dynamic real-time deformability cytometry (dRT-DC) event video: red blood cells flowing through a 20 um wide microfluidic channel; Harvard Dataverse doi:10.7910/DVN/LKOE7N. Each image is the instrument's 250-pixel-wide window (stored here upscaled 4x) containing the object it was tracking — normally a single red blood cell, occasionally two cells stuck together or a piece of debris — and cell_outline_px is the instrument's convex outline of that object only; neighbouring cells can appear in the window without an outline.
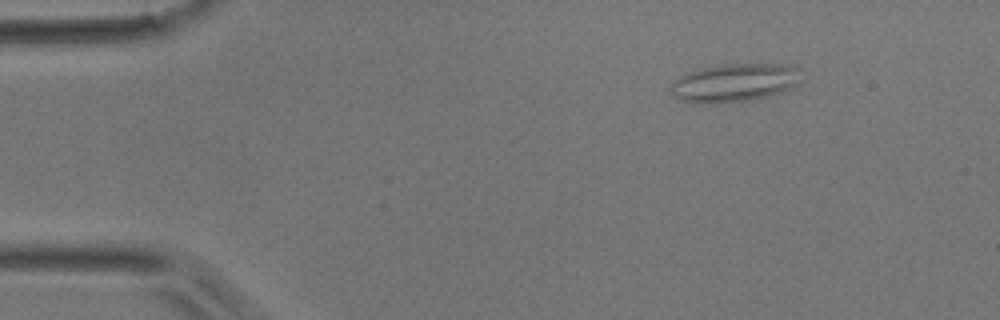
{"species": "common noctule bat (a hibernating species)", "species_latin": "Nyctalus noctula", "temperature_condition": "room temperature", "stored_images_in_passage": 48, "camera_frame_rate_fps": 3000, "um_per_image_px": 0.085, "animal": {"sex": "male", "body_mass_g": 17.9}, "frame": {"image": 1, "passage_image": 7, "time_ms": 2.0, "image_size_px": [1000, 320], "cell_outline_px": [[796, 84], [780, 92], [748, 100], [684, 100], [676, 96], [668, 88], [672, 80], [688, 72], [720, 64], [792, 64], [796, 68]], "centroid_in_image_um": [62.4, 6.96], "position_along_channel_um": 22.6, "area_um2": 27.46}}
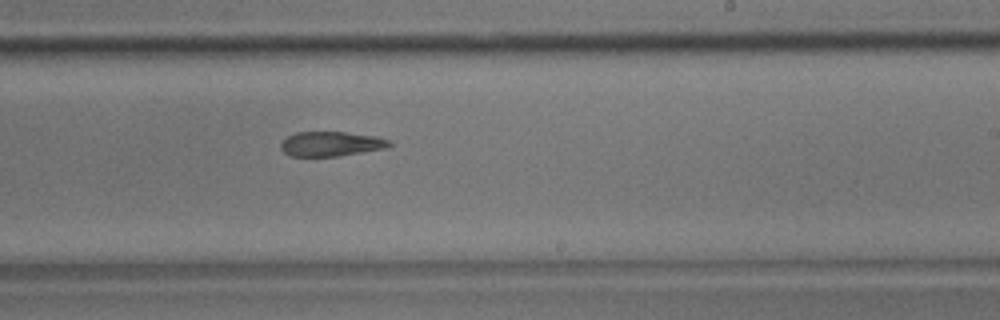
{"frame": {"image": 2, "passage_image": 29, "time_ms": 9.333, "image_size_px": [1000, 320], "cell_outline_px": [[392, 144], [388, 148], [336, 156], [292, 156], [284, 152], [280, 148], [280, 144], [288, 136], [296, 132], [344, 132], [376, 136], [388, 140]], "centroid_in_image_um": [28.14, 12.23], "position_along_channel_um": 260.9, "area_um2": 15.49}}
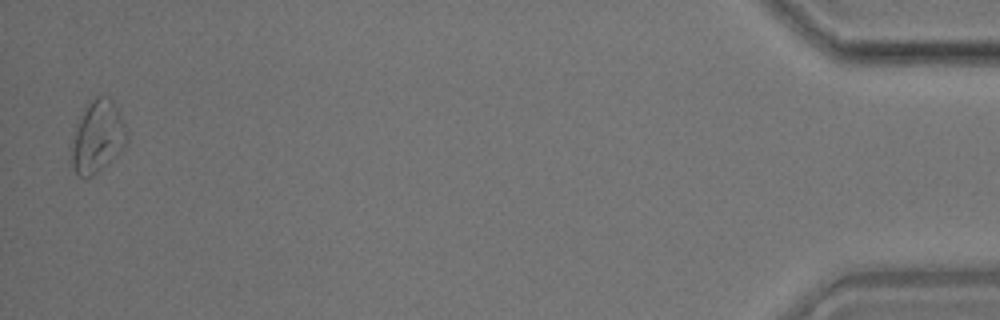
{"frame": {"image": 3, "passage_image": 47, "time_ms": 15.333, "image_size_px": [1000, 320], "cell_outline_px": [[128, 140], [124, 148], [116, 156], [92, 176], [80, 176], [72, 168], [72, 148], [76, 124], [84, 104], [96, 96], [108, 96], [112, 100], [124, 120], [128, 136]], "centroid_in_image_um": [8.31, 11.57], "position_along_channel_um": 426.9, "area_um2": 23.35}}